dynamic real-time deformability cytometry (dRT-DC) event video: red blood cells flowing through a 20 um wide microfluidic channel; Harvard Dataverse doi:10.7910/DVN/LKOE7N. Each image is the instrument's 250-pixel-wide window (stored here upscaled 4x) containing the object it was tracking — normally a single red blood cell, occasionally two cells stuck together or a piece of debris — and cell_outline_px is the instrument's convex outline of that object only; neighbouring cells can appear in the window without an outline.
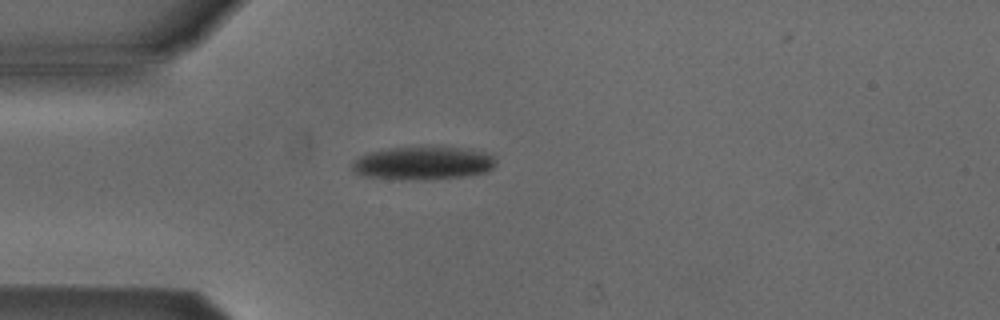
{"species": "Egyptian fruit bat (a non-hibernating species)", "species_latin": "Rousettus aegyptiacus", "temperature_condition": "cold", "stored_images_in_passage": 30, "camera_frame_rate_fps": 3000, "um_per_image_px": 0.085, "animal": {"sex": "male"}, "frame": {"image": 1, "passage_image": 1, "time_ms": 0.0, "image_size_px": [1000, 320], "cell_outline_px": [[496, 164], [492, 168], [484, 172], [468, 176], [428, 180], [400, 180], [364, 176], [352, 172], [352, 164], [360, 156], [368, 152], [392, 148], [456, 148], [484, 152], [492, 156], [496, 160]], "centroid_in_image_um": [35.92, 13.9], "position_along_channel_um": 49.1, "area_um2": 27.57}}
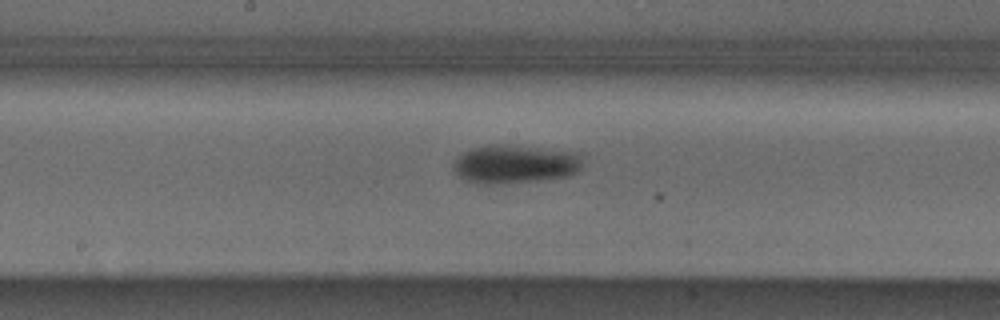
{"frame": {"image": 2, "passage_image": 14, "time_ms": 4.333, "image_size_px": [1000, 320], "cell_outline_px": [[584, 168], [568, 176], [540, 180], [492, 184], [480, 184], [464, 180], [452, 168], [452, 164], [464, 152], [472, 148], [488, 144], [500, 144], [580, 152], [584, 156]], "centroid_in_image_um": [43.84, 13.94], "position_along_channel_um": 204.4, "area_um2": 29.36}}
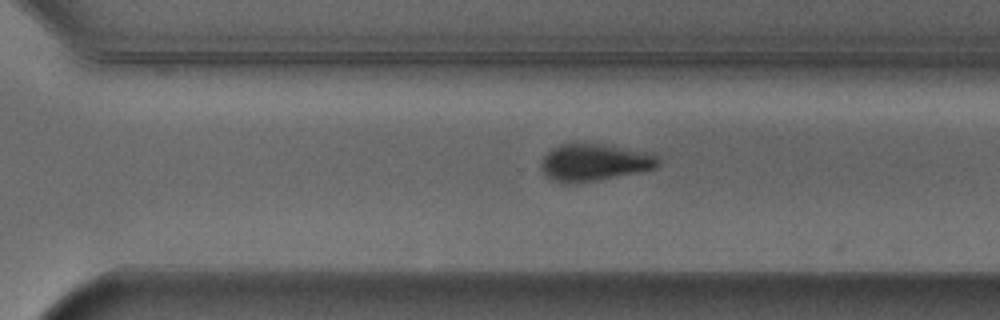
{"frame": {"image": 3, "passage_image": 23, "time_ms": 7.333, "image_size_px": [1000, 320], "cell_outline_px": [[660, 164], [656, 168], [596, 180], [564, 184], [552, 180], [544, 176], [540, 168], [540, 164], [544, 156], [552, 148], [560, 144], [596, 144], [656, 152], [660, 156]], "centroid_in_image_um": [50.54, 13.8], "position_along_channel_um": 320.1, "area_um2": 25.43}, "authors_computed_cell_mechanics": {"area_um2": 27.8885, "velocity_mm_per_s": 3.8735, "shape_relaxation_time_tau1_ms": 3.5475, "shape_relaxation_time_tau2_ms": null, "deformation_change_tau1": 0.1085, "deformation_change_tau2": null}}